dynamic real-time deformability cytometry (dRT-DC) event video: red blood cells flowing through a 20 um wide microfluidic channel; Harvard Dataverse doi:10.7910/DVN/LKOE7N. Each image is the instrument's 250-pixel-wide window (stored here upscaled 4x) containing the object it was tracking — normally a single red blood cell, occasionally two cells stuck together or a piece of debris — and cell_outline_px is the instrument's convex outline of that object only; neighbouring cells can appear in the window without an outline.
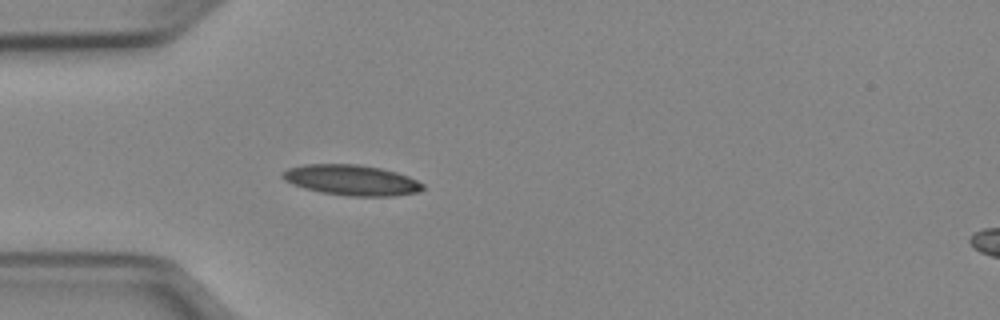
{"species": "Egyptian fruit bat (a non-hibernating species)", "species_latin": "Rousettus aegyptiacus", "temperature_condition": "cold", "stored_images_in_passage": 13, "camera_frame_rate_fps": 3000, "um_per_image_px": 0.085, "animal": {"sex": "female"}, "frame": {"image": 1, "passage_image": 6, "time_ms": 1.667, "image_size_px": [1000, 320], "cell_outline_px": [[424, 188], [420, 192], [392, 196], [348, 196], [320, 192], [304, 188], [292, 184], [284, 180], [280, 176], [288, 168], [304, 164], [360, 164], [380, 168], [396, 172], [408, 176], [424, 184]], "centroid_in_image_um": [29.88, 15.31], "position_along_channel_um": 55.1, "area_um2": 25.03}}
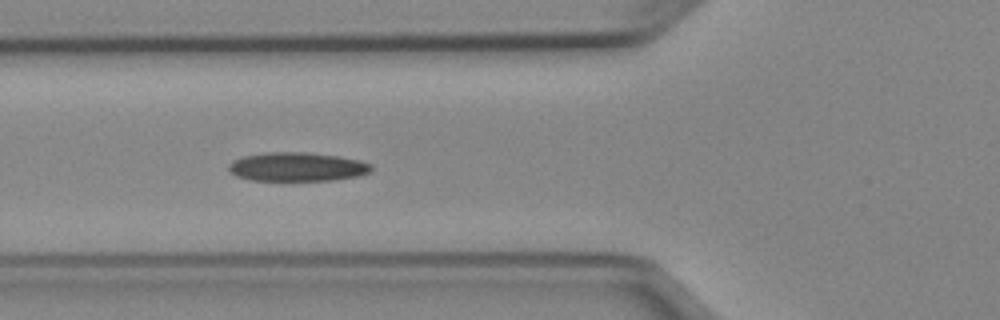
{"frame": {"image": 2, "passage_image": 10, "time_ms": 3.0, "image_size_px": [1000, 320], "cell_outline_px": [[372, 168], [368, 172], [360, 176], [332, 180], [248, 180], [236, 176], [228, 168], [228, 164], [232, 160], [244, 156], [264, 152], [304, 152], [336, 156], [360, 160], [372, 164]], "centroid_in_image_um": [25.24, 14.18], "position_along_channel_um": 100.6, "area_um2": 23.99}}